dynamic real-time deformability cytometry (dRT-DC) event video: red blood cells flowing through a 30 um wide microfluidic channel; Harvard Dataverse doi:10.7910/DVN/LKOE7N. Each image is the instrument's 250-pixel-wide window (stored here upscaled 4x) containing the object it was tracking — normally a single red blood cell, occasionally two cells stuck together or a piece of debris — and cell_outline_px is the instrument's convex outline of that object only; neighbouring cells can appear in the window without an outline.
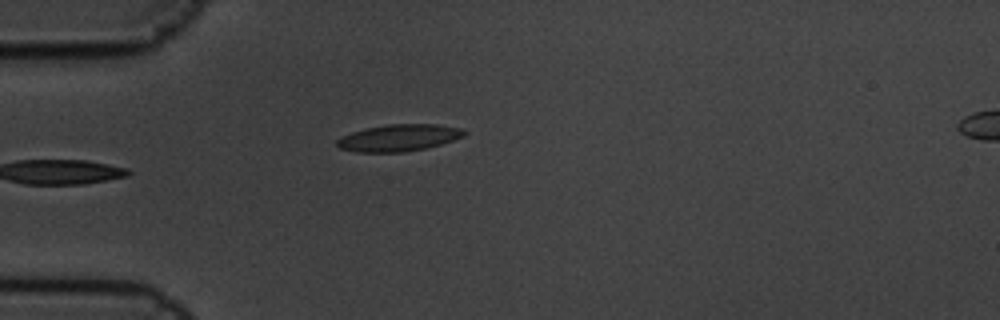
{"species": "common noctule bat (a hibernating species)", "species_latin": "Nyctalus noctula", "temperature_condition": "cold", "stored_images_in_passage": 10, "camera_frame_rate_fps": 3000, "um_per_image_px": 0.085, "animal": {"sex": "male", "body_mass_g": 19.5, "forearm_length_mm": 54.6}, "frame": {"image": 1, "passage_image": 5, "time_ms": 1.333, "image_size_px": [1000, 320], "cell_outline_px": [[468, 132], [464, 136], [440, 144], [424, 148], [404, 152], [356, 152], [340, 148], [336, 144], [336, 140], [340, 136], [352, 132], [368, 128], [388, 124], [436, 124], [460, 128]], "centroid_in_image_um": [33.88, 11.71], "position_along_channel_um": 51.1, "area_um2": 19.77}}
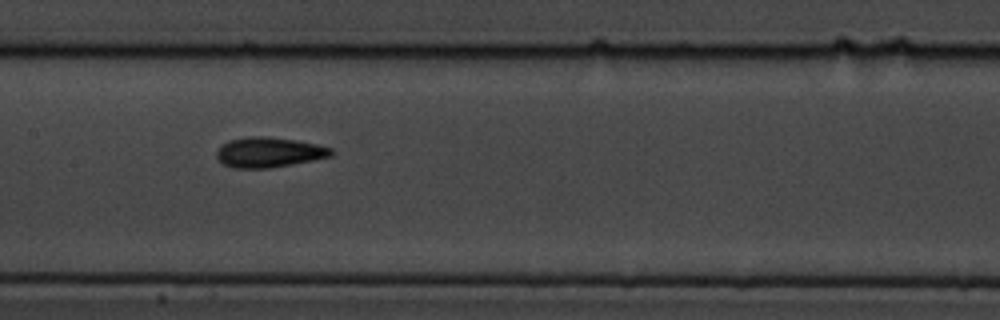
{"frame": {"image": 2, "passage_image": 9, "time_ms": 2.667, "image_size_px": [1000, 320], "cell_outline_px": [[336, 152], [332, 156], [292, 164], [268, 168], [232, 168], [224, 164], [216, 156], [216, 152], [224, 144], [232, 140], [252, 136], [264, 136], [296, 140], [316, 144], [332, 148]], "centroid_in_image_um": [22.91, 12.95], "position_along_channel_um": 184.5, "area_um2": 19.88}}
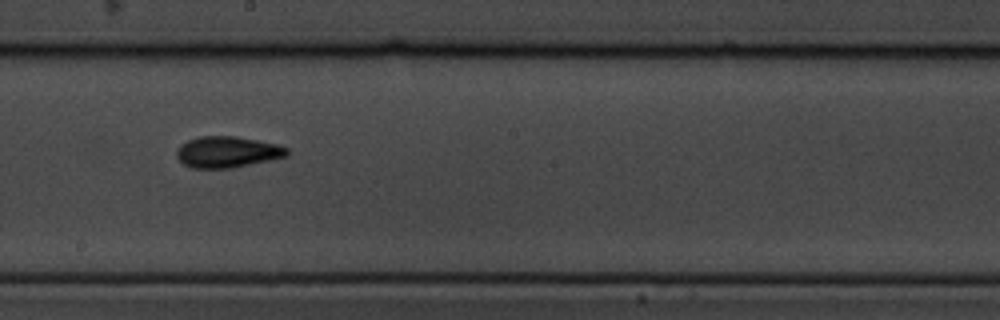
{"frame": {"image": 3, "passage_image": 10, "time_ms": 3.0, "image_size_px": [1000, 320], "cell_outline_px": [[288, 156], [232, 168], [192, 168], [184, 164], [176, 156], [176, 152], [180, 144], [188, 140], [200, 136], [236, 136], [276, 144], [288, 148]], "centroid_in_image_um": [19.3, 12.92], "position_along_channel_um": 228.9, "area_um2": 20.0}}